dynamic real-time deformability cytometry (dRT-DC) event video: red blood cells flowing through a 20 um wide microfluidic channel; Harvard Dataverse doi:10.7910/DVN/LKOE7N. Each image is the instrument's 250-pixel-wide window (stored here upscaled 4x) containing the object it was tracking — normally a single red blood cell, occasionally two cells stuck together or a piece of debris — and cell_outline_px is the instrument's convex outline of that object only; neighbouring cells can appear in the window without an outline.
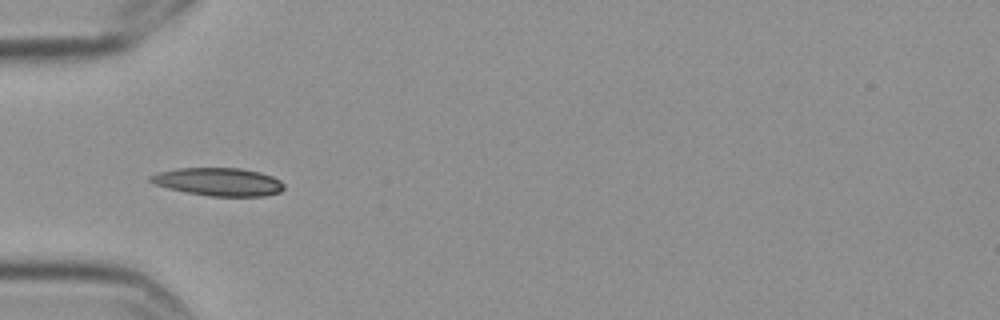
{"species": "Egyptian fruit bat (a non-hibernating species)", "species_latin": "Rousettus aegyptiacus", "temperature_condition": "cold", "stored_images_in_passage": 10, "camera_frame_rate_fps": 3000, "um_per_image_px": 0.085, "frame": {"image": 1, "passage_image": 4, "time_ms": 1.0, "image_size_px": [1000, 320], "cell_outline_px": [[284, 188], [280, 192], [264, 196], [208, 196], [168, 188], [152, 184], [148, 180], [148, 176], [160, 172], [176, 168], [240, 168], [260, 172], [272, 176], [280, 180], [284, 184]], "centroid_in_image_um": [18.57, 15.45], "position_along_channel_um": 66.4, "area_um2": 21.85}}
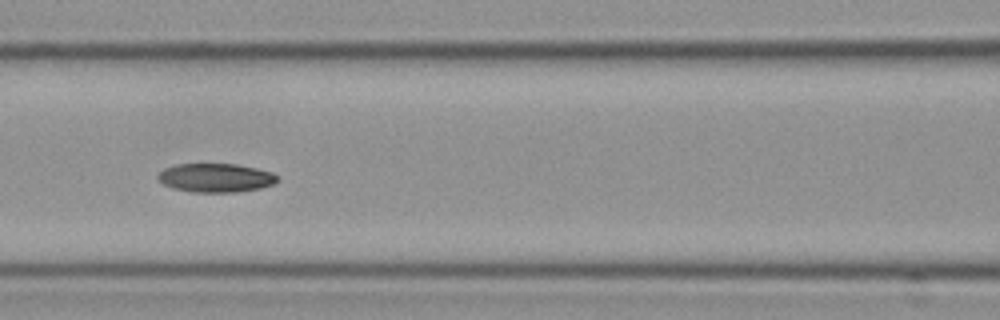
{"frame": {"image": 2, "passage_image": 6, "time_ms": 1.667, "image_size_px": [1000, 320], "cell_outline_px": [[280, 180], [276, 184], [260, 188], [236, 192], [192, 192], [172, 188], [164, 184], [156, 176], [164, 168], [176, 164], [236, 164], [256, 168], [272, 172]], "centroid_in_image_um": [18.36, 15.11], "position_along_channel_um": 148.2, "area_um2": 20.11}}
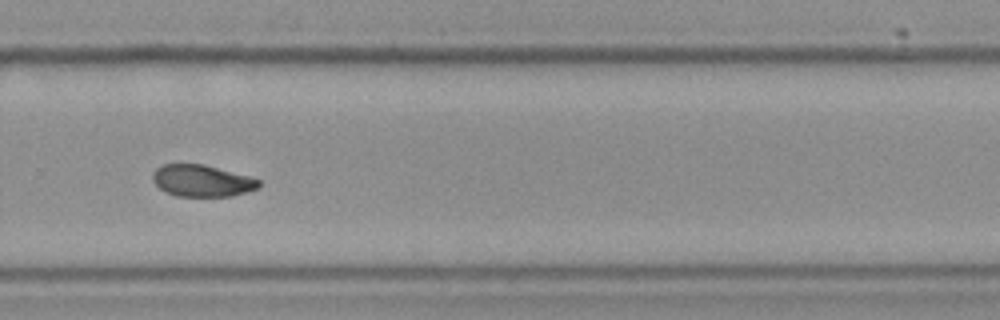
{"frame": {"image": 3, "passage_image": 10, "time_ms": 3.0, "image_size_px": [1000, 320], "cell_outline_px": [[260, 188], [248, 192], [232, 196], [176, 196], [160, 188], [152, 180], [152, 172], [156, 168], [164, 164], [204, 164], [248, 176], [260, 180]], "centroid_in_image_um": [17.18, 15.36], "position_along_channel_um": 312.6, "area_um2": 19.65}}